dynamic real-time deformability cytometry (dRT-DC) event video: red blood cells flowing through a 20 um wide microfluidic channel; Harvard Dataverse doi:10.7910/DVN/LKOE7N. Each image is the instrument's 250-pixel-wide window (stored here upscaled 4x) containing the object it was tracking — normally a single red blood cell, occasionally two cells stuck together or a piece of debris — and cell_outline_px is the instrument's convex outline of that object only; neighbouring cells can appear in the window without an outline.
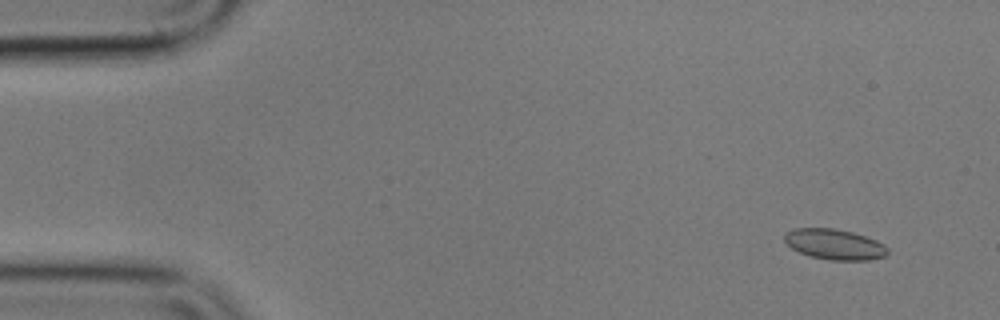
{"species": "common noctule bat (a hibernating species)", "species_latin": "Nyctalus noctula", "temperature_condition": "cold", "stored_images_in_passage": 56, "camera_frame_rate_fps": 3000, "um_per_image_px": 0.085, "animal": {"sex": "male", "body_mass_g": 17.9}, "frame": {"image": 1, "passage_image": 4, "time_ms": 1.0, "image_size_px": [1000, 320], "cell_outline_px": [[888, 252], [884, 256], [868, 260], [828, 260], [808, 256], [792, 248], [784, 240], [784, 232], [796, 228], [832, 228], [852, 232], [876, 240], [884, 244], [888, 248]], "centroid_in_image_um": [70.92, 20.77], "position_along_channel_um": 14.1, "area_um2": 18.32}}
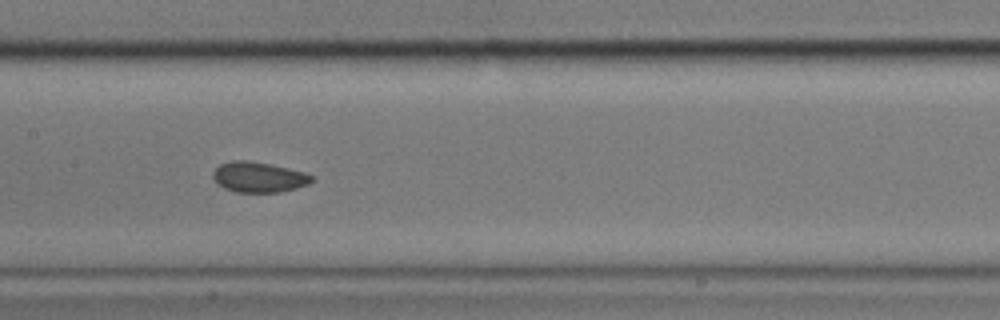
{"frame": {"image": 2, "passage_image": 27, "time_ms": 8.667, "image_size_px": [1000, 320], "cell_outline_px": [[316, 180], [308, 184], [296, 188], [280, 192], [236, 192], [224, 188], [212, 176], [212, 172], [220, 164], [232, 160], [248, 160], [288, 168], [304, 172], [312, 176]], "centroid_in_image_um": [22.0, 15.05], "position_along_channel_um": 185.4, "area_um2": 17.4}}
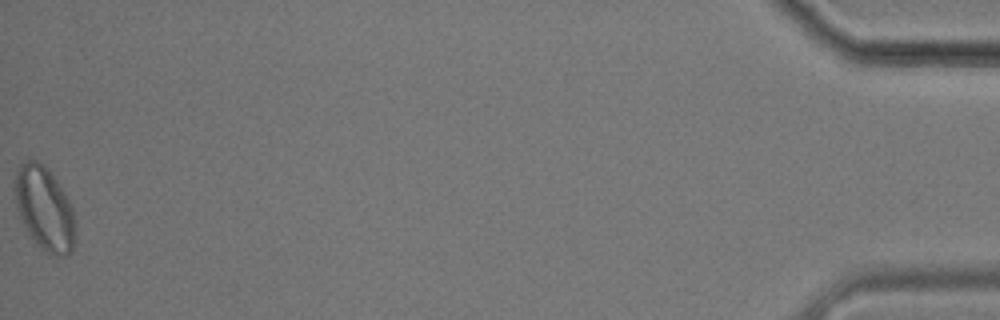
{"frame": {"image": 3, "passage_image": 56, "time_ms": 18.333, "image_size_px": [1000, 320], "cell_outline_px": [[76, 240], [72, 252], [64, 256], [52, 256], [28, 232], [16, 208], [16, 172], [20, 164], [28, 160], [36, 160], [44, 164], [48, 168], [68, 200], [72, 208], [76, 220]], "centroid_in_image_um": [3.83, 17.74], "position_along_channel_um": 431.4, "area_um2": 29.07}, "authors_computed_cell_mechanics": {"area_um2": 18.2937, "velocity_mm_per_s": 3.5628, "shape_relaxation_time_tau1_ms": null, "shape_relaxation_time_tau2_ms": 1.619, "deformation_change_tau1": null, "deformation_change_tau2": 0.0483}}